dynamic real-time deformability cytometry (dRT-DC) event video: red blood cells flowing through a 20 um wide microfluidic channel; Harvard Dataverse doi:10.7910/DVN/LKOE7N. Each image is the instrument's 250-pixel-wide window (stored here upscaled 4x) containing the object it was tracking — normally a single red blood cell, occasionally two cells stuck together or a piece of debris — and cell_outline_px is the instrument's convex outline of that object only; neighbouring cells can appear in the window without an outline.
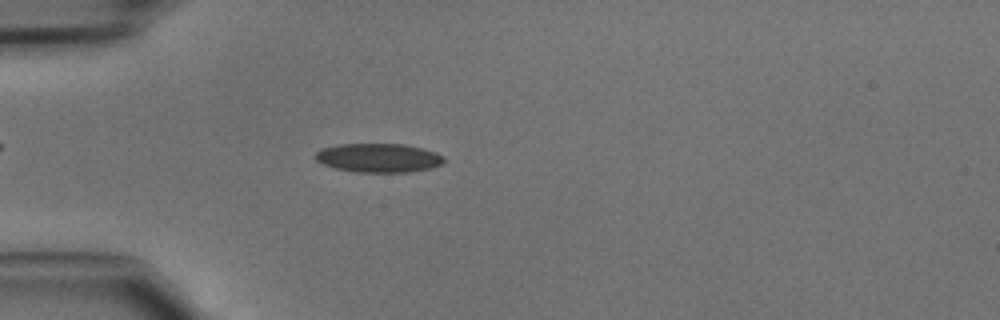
{"species": "common noctule bat (a hibernating species)", "species_latin": "Nyctalus noctula", "temperature_condition": "cold", "stored_images_in_passage": 46, "camera_frame_rate_fps": 3000, "um_per_image_px": 0.085, "animal": {"sex": "male", "body_mass_g": 15.6}, "frame": {"image": 1, "passage_image": 13, "time_ms": 4.0, "image_size_px": [1000, 320], "cell_outline_px": [[444, 160], [440, 164], [432, 168], [412, 172], [356, 172], [336, 168], [324, 164], [316, 160], [316, 152], [320, 148], [340, 144], [404, 144], [436, 152], [444, 156]], "centroid_in_image_um": [32.19, 13.42], "position_along_channel_um": 52.8, "area_um2": 21.62}}
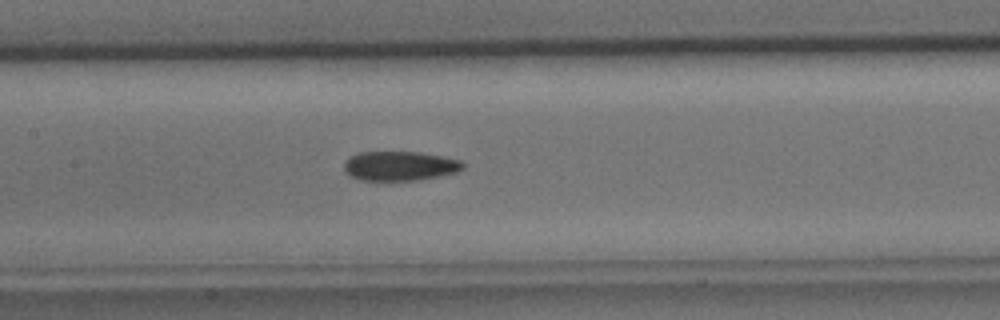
{"frame": {"image": 2, "passage_image": 22, "time_ms": 7.0, "image_size_px": [1000, 320], "cell_outline_px": [[464, 168], [456, 172], [420, 180], [360, 180], [352, 176], [344, 168], [344, 160], [348, 156], [360, 152], [420, 152], [460, 160], [464, 164]], "centroid_in_image_um": [33.97, 14.1], "position_along_channel_um": 173.4, "area_um2": 20.29}}
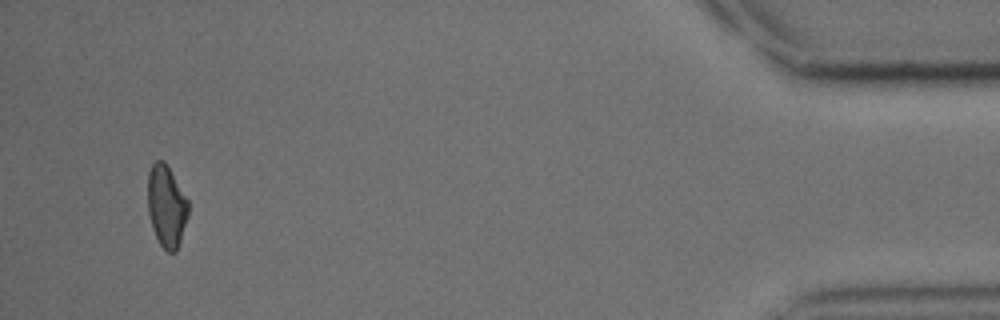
{"frame": {"image": 3, "passage_image": 44, "time_ms": 14.333, "image_size_px": [1000, 320], "cell_outline_px": [[188, 216], [176, 252], [168, 252], [160, 244], [152, 228], [148, 212], [148, 172], [152, 164], [156, 160], [164, 160], [188, 200]], "centroid_in_image_um": [14.14, 17.51], "position_along_channel_um": 421.1, "area_um2": 19.19}}